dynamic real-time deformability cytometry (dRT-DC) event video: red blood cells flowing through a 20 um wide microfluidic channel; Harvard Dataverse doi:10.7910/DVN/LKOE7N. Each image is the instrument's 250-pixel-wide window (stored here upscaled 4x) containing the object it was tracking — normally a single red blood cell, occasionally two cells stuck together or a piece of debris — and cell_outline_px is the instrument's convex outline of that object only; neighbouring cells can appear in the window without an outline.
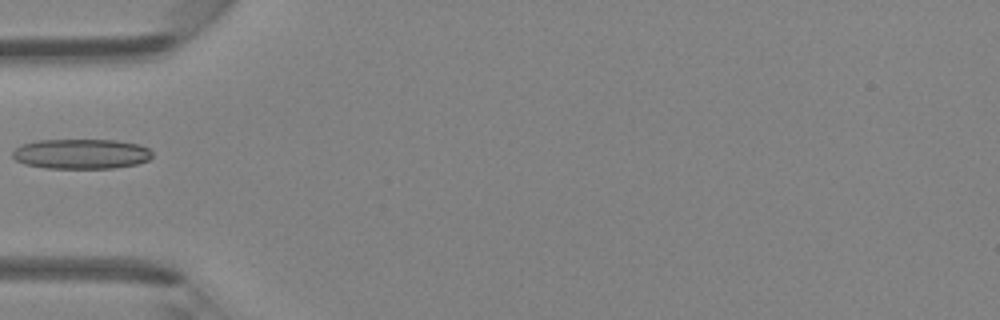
{"species": "Egyptian fruit bat (a non-hibernating species)", "species_latin": "Rousettus aegyptiacus", "temperature_condition": "room temperature", "stored_images_in_passage": 12, "camera_frame_rate_fps": 3000, "um_per_image_px": 0.085, "animal": {"sex": "female"}, "frame": {"image": 1, "passage_image": 1, "time_ms": 0.0, "image_size_px": [1000, 320], "cell_outline_px": [[152, 156], [148, 160], [136, 164], [112, 168], [44, 168], [24, 164], [16, 160], [12, 156], [12, 152], [16, 148], [24, 144], [36, 140], [116, 140], [140, 144], [148, 148], [152, 152]], "centroid_in_image_um": [6.9, 13.08], "position_along_channel_um": 78.1, "area_um2": 24.45}}
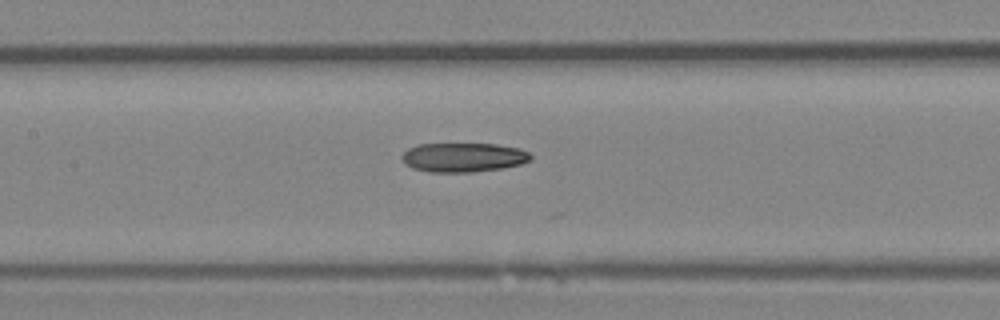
{"frame": {"image": 2, "passage_image": 7, "time_ms": 2.0, "image_size_px": [1000, 320], "cell_outline_px": [[532, 160], [520, 164], [500, 168], [472, 172], [428, 172], [412, 168], [400, 156], [408, 148], [416, 144], [496, 144], [520, 148], [528, 152], [532, 156]], "centroid_in_image_um": [39.39, 13.37], "position_along_channel_um": 168.0, "area_um2": 21.91}}
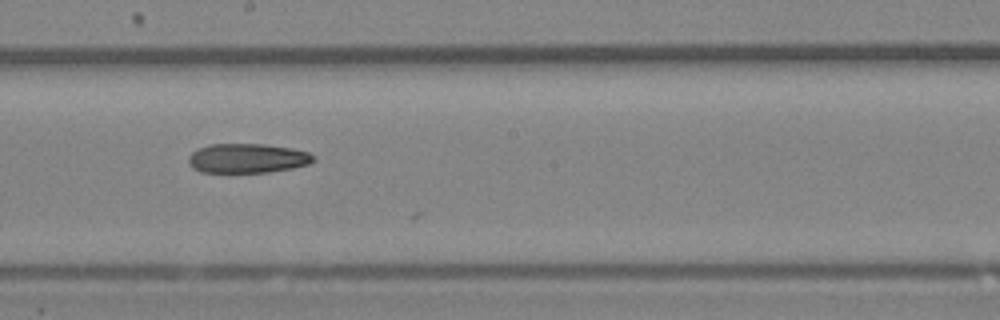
{"frame": {"image": 3, "passage_image": 11, "time_ms": 3.333, "image_size_px": [1000, 320], "cell_outline_px": [[316, 160], [308, 164], [292, 168], [268, 172], [200, 172], [192, 168], [188, 160], [188, 156], [192, 152], [208, 144], [264, 144], [292, 148], [308, 152], [316, 156]], "centroid_in_image_um": [21.04, 13.45], "position_along_channel_um": 227.2, "area_um2": 21.5}}